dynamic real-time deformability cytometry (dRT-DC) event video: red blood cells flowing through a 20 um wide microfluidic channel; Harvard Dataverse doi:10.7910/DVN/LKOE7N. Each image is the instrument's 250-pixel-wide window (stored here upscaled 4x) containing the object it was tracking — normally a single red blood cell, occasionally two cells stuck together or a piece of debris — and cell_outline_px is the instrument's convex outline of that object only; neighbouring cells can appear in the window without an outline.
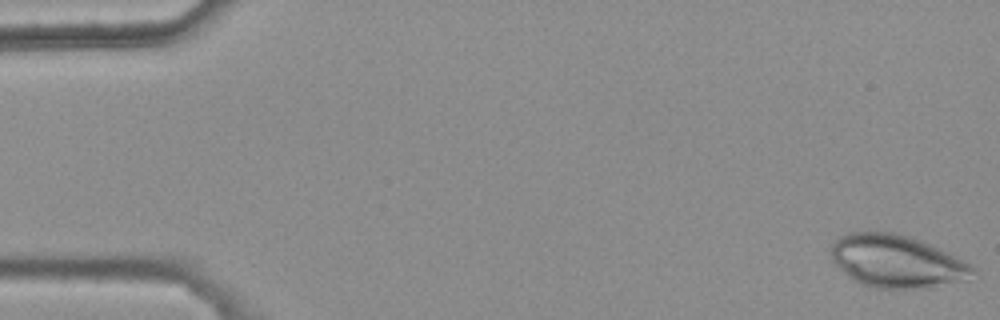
{"species": "common noctule bat (a hibernating species)", "species_latin": "Nyctalus noctula", "temperature_condition": "warm", "stored_images_in_passage": 6, "camera_frame_rate_fps": 3000, "um_per_image_px": 0.085, "animal": {"sex": "female", "body_mass_g": 25.1}, "frame": {"image": 1, "passage_image": 1, "time_ms": 0.0, "image_size_px": [1000, 320], "cell_outline_px": [[972, 268], [968, 280], [904, 288], [876, 288], [860, 284], [848, 276], [832, 260], [832, 244], [840, 236], [848, 232], [896, 232], [920, 240], [940, 248], [948, 252], [968, 264]], "centroid_in_image_um": [76.14, 22.17], "position_along_channel_um": 8.9, "area_um2": 42.37}}